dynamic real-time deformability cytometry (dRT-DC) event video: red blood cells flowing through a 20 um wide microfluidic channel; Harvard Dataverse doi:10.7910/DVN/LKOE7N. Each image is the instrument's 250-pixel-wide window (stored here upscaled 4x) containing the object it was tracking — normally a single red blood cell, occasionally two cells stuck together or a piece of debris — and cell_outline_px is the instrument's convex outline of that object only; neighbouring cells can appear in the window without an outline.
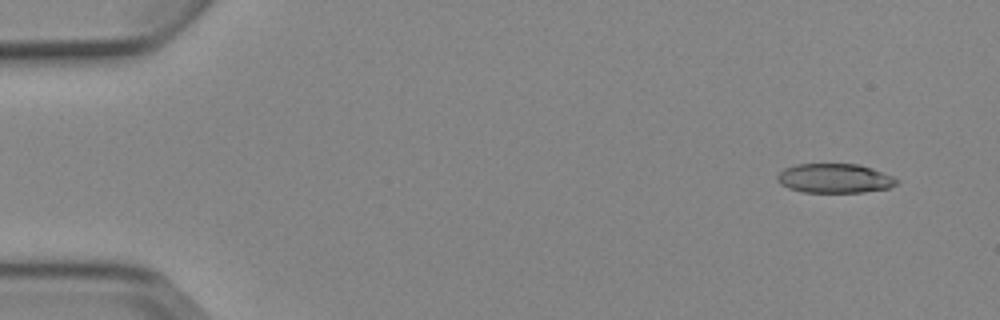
{"species": "Egyptian fruit bat (a non-hibernating species)", "species_latin": "Rousettus aegyptiacus", "temperature_condition": "cold", "stored_images_in_passage": 5, "camera_frame_rate_fps": 3000, "um_per_image_px": 0.085, "animal": {"sex": "female"}, "frame": {"image": 1, "passage_image": 1, "time_ms": 0.0, "image_size_px": [1000, 320], "cell_outline_px": [[900, 180], [896, 184], [888, 188], [864, 192], [804, 192], [788, 188], [780, 184], [776, 180], [776, 176], [784, 168], [796, 164], [856, 164], [872, 168], [892, 176]], "centroid_in_image_um": [70.92, 15.16], "position_along_channel_um": 14.1, "area_um2": 20.4}}
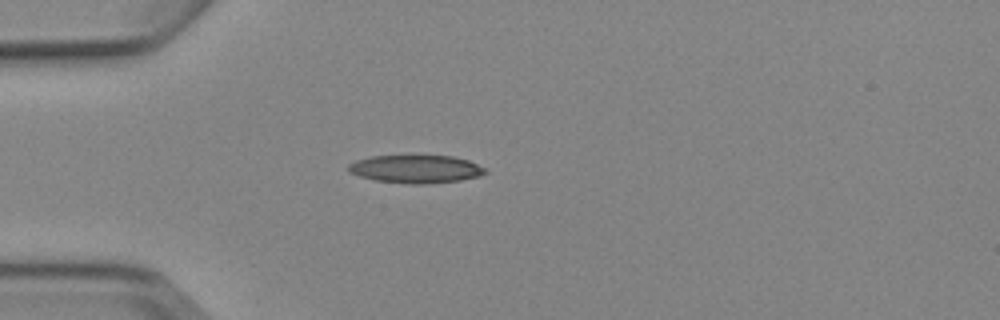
{"frame": {"image": 2, "passage_image": 4, "time_ms": 3.667, "image_size_px": [1000, 320], "cell_outline_px": [[488, 172], [480, 176], [460, 180], [424, 184], [408, 184], [376, 180], [360, 176], [348, 172], [348, 164], [356, 160], [372, 156], [452, 156], [468, 160], [484, 168]], "centroid_in_image_um": [35.33, 14.37], "position_along_channel_um": 49.7, "area_um2": 22.2}}